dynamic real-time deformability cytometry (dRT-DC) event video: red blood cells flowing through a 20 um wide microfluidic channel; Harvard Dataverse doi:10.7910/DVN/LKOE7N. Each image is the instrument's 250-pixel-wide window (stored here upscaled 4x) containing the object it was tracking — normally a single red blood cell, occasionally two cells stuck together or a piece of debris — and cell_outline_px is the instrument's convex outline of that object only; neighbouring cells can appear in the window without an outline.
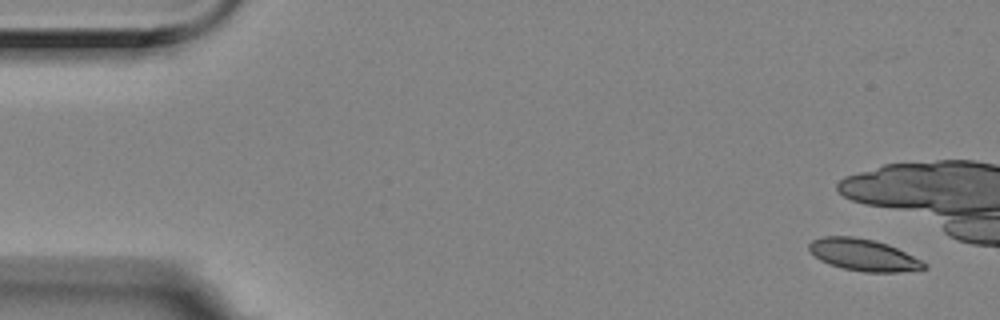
{"species": "Egyptian fruit bat (a non-hibernating species)", "species_latin": "Rousettus aegyptiacus", "temperature_condition": "room temperature", "stored_images_in_passage": 4, "camera_frame_rate_fps": 3000, "um_per_image_px": 0.085, "animal": {"sex": "female"}, "frame": {"image": 1, "passage_image": 1, "time_ms": 0.0, "image_size_px": [1000, 320], "cell_outline_px": [[928, 268], [900, 272], [864, 272], [844, 268], [820, 260], [808, 248], [808, 244], [812, 240], [824, 236], [852, 236], [872, 240], [888, 244], [928, 264]], "centroid_in_image_um": [73.4, 21.67], "position_along_channel_um": 11.6, "area_um2": 21.04}}